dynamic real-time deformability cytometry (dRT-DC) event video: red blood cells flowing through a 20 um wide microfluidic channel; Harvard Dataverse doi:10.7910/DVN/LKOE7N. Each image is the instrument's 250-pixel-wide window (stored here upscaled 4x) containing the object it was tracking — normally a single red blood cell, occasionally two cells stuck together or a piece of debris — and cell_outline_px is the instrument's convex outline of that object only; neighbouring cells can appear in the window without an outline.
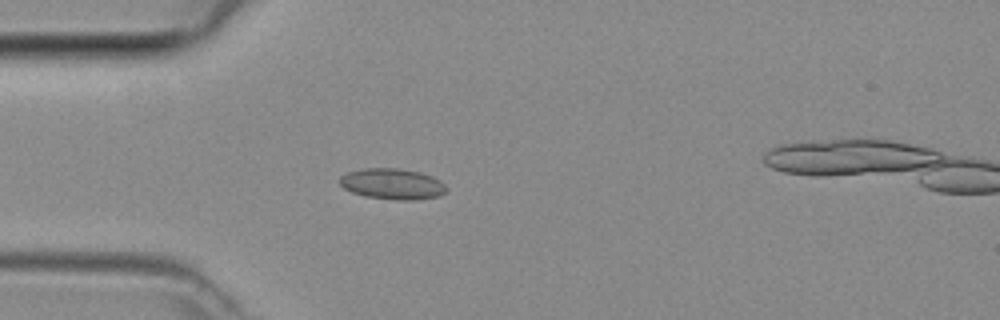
{"species": "common noctule bat (a hibernating species)", "species_latin": "Nyctalus noctula", "temperature_condition": "room temperature", "stored_images_in_passage": 42, "camera_frame_rate_fps": 3000, "um_per_image_px": 0.085, "animal": {"sex": "female", "body_mass_g": 29.2, "forearm_length_mm": 56.3}, "frame": {"image": 1, "passage_image": 7, "time_ms": 2.0, "image_size_px": [1000, 320], "cell_outline_px": [[448, 192], [440, 196], [412, 200], [396, 200], [364, 196], [352, 192], [344, 188], [340, 184], [340, 176], [348, 172], [364, 168], [396, 168], [420, 172], [432, 176], [440, 180], [448, 188]], "centroid_in_image_um": [33.39, 15.64], "position_along_channel_um": 51.6, "area_um2": 19.31}}
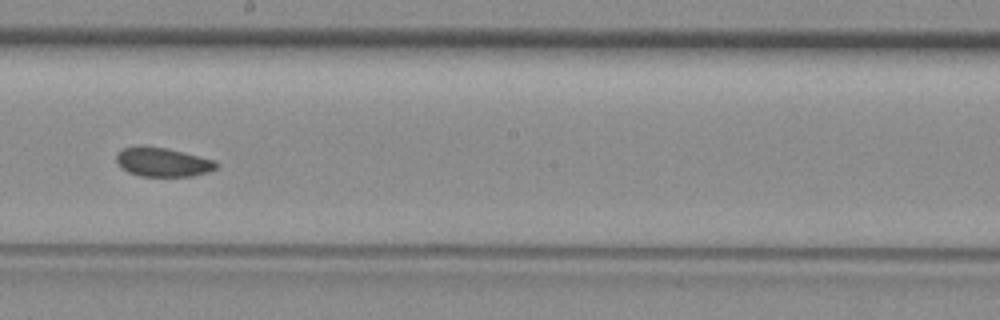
{"frame": {"image": 2, "passage_image": 20, "time_ms": 6.333, "image_size_px": [1000, 320], "cell_outline_px": [[220, 164], [216, 168], [208, 172], [192, 176], [140, 176], [128, 172], [120, 168], [116, 160], [116, 152], [124, 148], [168, 148], [216, 160]], "centroid_in_image_um": [13.87, 13.81], "position_along_channel_um": 234.3, "area_um2": 16.7}}
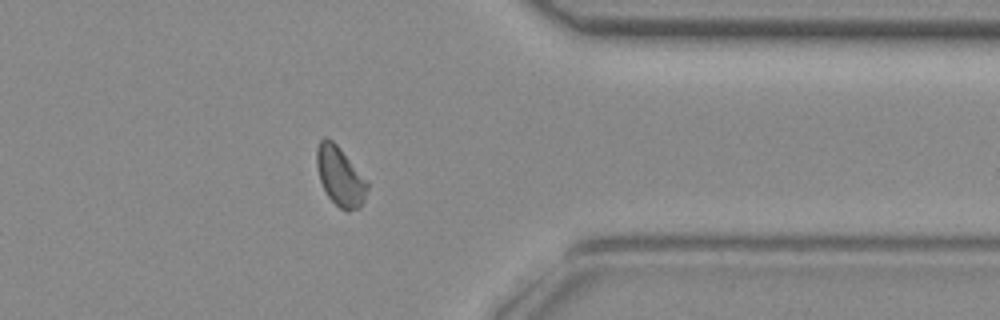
{"frame": {"image": 3, "passage_image": 31, "time_ms": 10.0, "image_size_px": [1000, 320], "cell_outline_px": [[368, 188], [364, 200], [360, 208], [348, 212], [344, 212], [328, 196], [320, 180], [316, 164], [316, 148], [320, 140], [324, 136], [332, 140], [340, 148], [368, 180]], "centroid_in_image_um": [28.92, 14.99], "position_along_channel_um": 382.5, "area_um2": 17.63}}